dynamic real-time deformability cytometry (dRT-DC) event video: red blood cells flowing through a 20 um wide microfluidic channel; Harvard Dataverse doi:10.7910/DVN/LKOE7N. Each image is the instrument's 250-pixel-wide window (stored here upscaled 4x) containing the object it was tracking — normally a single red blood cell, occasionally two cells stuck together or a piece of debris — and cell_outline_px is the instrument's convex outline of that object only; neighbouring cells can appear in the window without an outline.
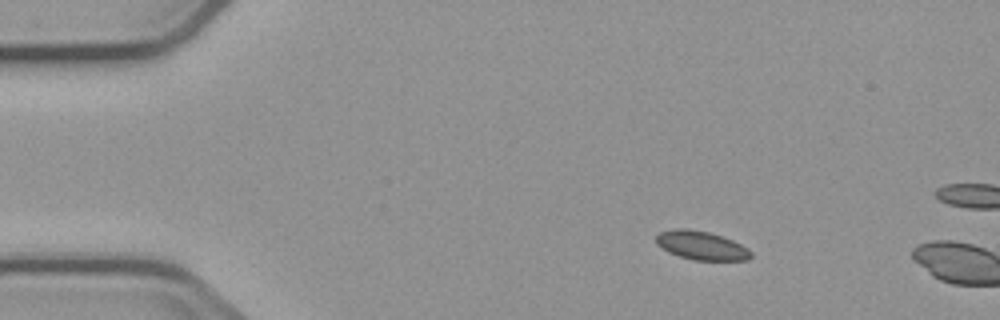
{"species": "common noctule bat (a hibernating species)", "species_latin": "Nyctalus noctula", "temperature_condition": "cold", "stored_images_in_passage": 2, "camera_frame_rate_fps": 3000, "um_per_image_px": 0.085, "animal": {"sex": "male", "body_mass_g": 23.1, "forearm_length_mm": 52.7}, "frame": {"image": 1, "passage_image": 1, "time_ms": 0.0, "image_size_px": [1000, 320], "cell_outline_px": [[752, 256], [748, 260], [692, 260], [668, 252], [656, 244], [656, 236], [660, 232], [676, 228], [684, 228], [708, 232], [732, 240], [748, 248], [752, 252]], "centroid_in_image_um": [59.61, 20.87], "position_along_channel_um": 25.4, "area_um2": 15.78}}